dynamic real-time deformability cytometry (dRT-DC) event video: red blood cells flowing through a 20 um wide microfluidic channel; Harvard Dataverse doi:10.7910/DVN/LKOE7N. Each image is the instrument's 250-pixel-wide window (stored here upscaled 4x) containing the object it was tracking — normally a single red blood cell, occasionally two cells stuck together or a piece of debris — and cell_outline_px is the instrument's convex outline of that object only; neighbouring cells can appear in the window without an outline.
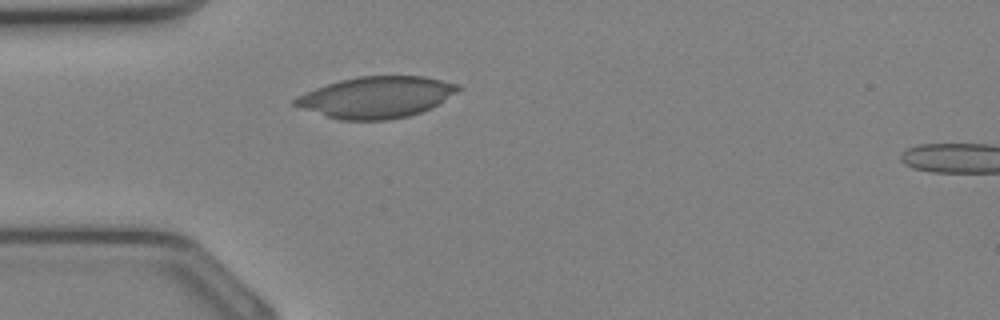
{"species": "Egyptian fruit bat (a non-hibernating species)", "species_latin": "Rousettus aegyptiacus", "temperature_condition": "cold", "stored_images_in_passage": 12, "camera_frame_rate_fps": 3000, "um_per_image_px": 0.085, "animal": {"sex": "female"}, "frame": {"image": 1, "passage_image": 1, "time_ms": 0.0, "image_size_px": [1000, 320], "cell_outline_px": [[464, 88], [432, 108], [408, 116], [388, 120], [340, 120], [292, 104], [292, 100], [296, 96], [316, 88], [340, 80], [360, 76], [424, 76], [456, 84]], "centroid_in_image_um": [32.02, 8.26], "position_along_channel_um": 53.0, "area_um2": 39.02}}
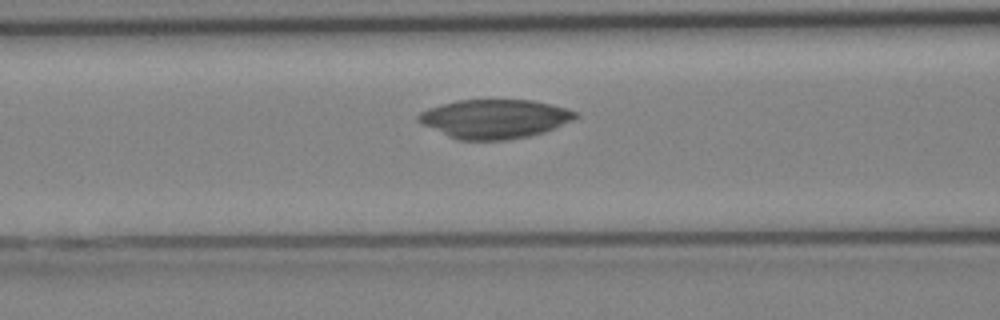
{"frame": {"image": 2, "passage_image": 5, "time_ms": 1.333, "image_size_px": [1000, 320], "cell_outline_px": [[580, 116], [572, 120], [544, 132], [528, 136], [508, 140], [456, 140], [416, 120], [416, 116], [420, 112], [428, 108], [440, 104], [456, 100], [532, 100], [568, 108], [576, 112]], "centroid_in_image_um": [42.03, 10.1], "position_along_channel_um": 124.6, "area_um2": 35.66}}
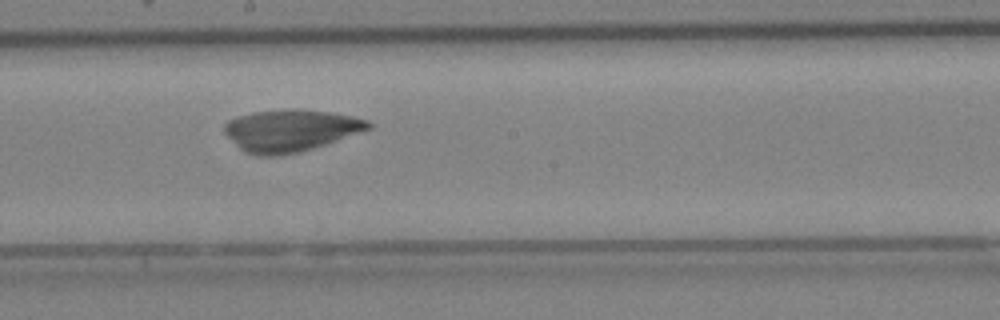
{"frame": {"image": 3, "passage_image": 10, "time_ms": 3.0, "image_size_px": [1000, 320], "cell_outline_px": [[372, 128], [300, 152], [276, 156], [256, 156], [244, 152], [224, 132], [224, 124], [228, 120], [236, 116], [252, 112], [328, 112], [352, 116], [368, 120], [372, 124]], "centroid_in_image_um": [24.66, 11.14], "position_along_channel_um": 223.5, "area_um2": 33.99}}